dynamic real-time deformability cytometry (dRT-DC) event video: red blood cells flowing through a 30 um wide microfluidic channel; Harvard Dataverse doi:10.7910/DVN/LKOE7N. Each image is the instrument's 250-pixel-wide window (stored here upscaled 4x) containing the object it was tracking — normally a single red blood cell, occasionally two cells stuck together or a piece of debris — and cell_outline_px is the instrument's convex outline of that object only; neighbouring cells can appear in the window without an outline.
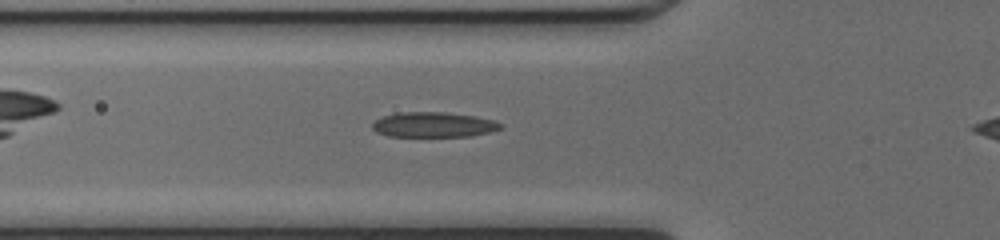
{"species": "common noctule bat (a hibernating species)", "species_latin": "Nyctalus noctula", "temperature_condition": "cold", "stored_images_in_passage": 30, "camera_frame_rate_fps": 3000, "um_per_image_px": 0.085, "animal": {"sex": "female", "body_mass_g": 17.0, "forearm_length_mm": 48.0}, "frame": {"image": 1, "passage_image": 5, "time_ms": 1.333, "image_size_px": [1000, 240], "cell_outline_px": [[504, 128], [472, 136], [388, 136], [376, 132], [372, 128], [372, 124], [376, 120], [384, 116], [396, 112], [444, 112], [476, 116], [492, 120], [504, 124]], "centroid_in_image_um": [36.87, 10.59], "position_along_channel_um": 88.9, "area_um2": 18.79}}
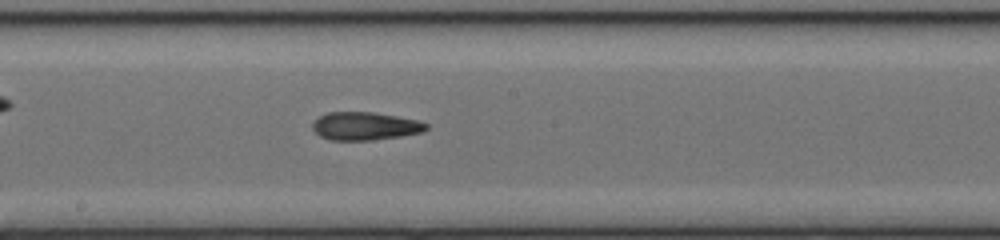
{"frame": {"image": 2, "passage_image": 14, "time_ms": 4.333, "image_size_px": [1000, 240], "cell_outline_px": [[428, 128], [420, 132], [400, 136], [372, 140], [328, 140], [320, 136], [312, 128], [312, 124], [320, 116], [328, 112], [372, 112], [420, 120], [428, 124]], "centroid_in_image_um": [31.03, 10.72], "position_along_channel_um": 217.2, "area_um2": 18.5}}
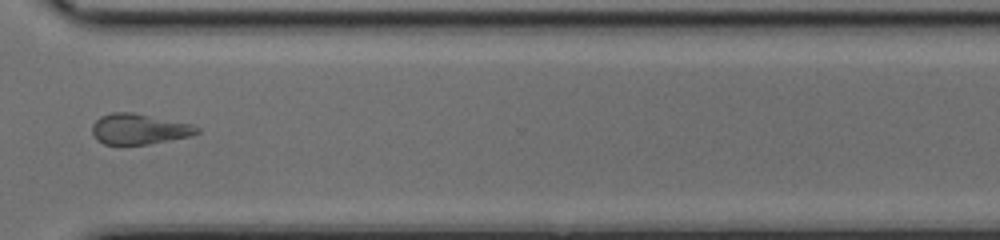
{"frame": {"image": 3, "passage_image": 24, "time_ms": 7.667, "image_size_px": [1000, 240], "cell_outline_px": [[200, 132], [188, 136], [148, 144], [104, 144], [96, 140], [92, 132], [92, 124], [100, 116], [112, 112], [132, 112], [192, 124], [200, 128]], "centroid_in_image_um": [11.79, 10.96], "position_along_channel_um": 358.8, "area_um2": 18.55}}